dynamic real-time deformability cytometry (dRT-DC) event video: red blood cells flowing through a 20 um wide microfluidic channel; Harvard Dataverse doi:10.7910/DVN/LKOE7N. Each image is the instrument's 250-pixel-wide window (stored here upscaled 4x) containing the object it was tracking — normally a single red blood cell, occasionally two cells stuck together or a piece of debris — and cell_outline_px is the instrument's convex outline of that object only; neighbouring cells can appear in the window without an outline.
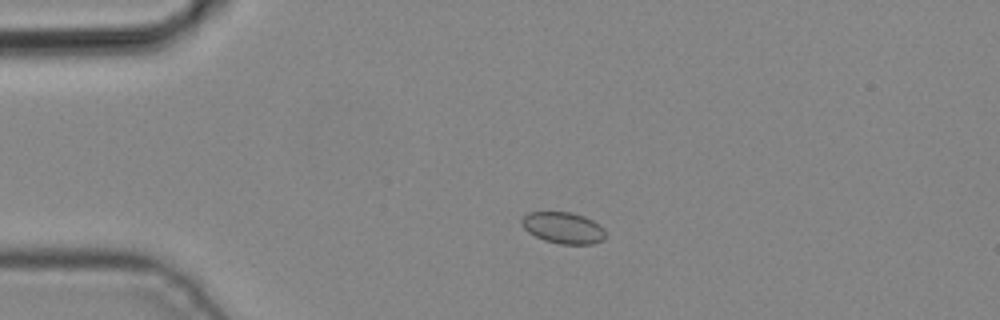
{"species": "common noctule bat (a hibernating species)", "species_latin": "Nyctalus noctula", "temperature_condition": "cold", "stored_images_in_passage": 5, "camera_frame_rate_fps": 3000, "um_per_image_px": 0.085, "animal": {"sex": "male", "body_mass_g": 19.2, "forearm_length_mm": 51.8}, "frame": {"image": 1, "passage_image": 2, "time_ms": 0.333, "image_size_px": [1000, 320], "cell_outline_px": [[604, 240], [592, 244], [560, 244], [544, 240], [528, 232], [524, 228], [520, 220], [528, 212], [572, 212], [584, 216], [592, 220], [604, 228]], "centroid_in_image_um": [47.87, 19.36], "position_along_channel_um": 37.1, "area_um2": 15.32}}
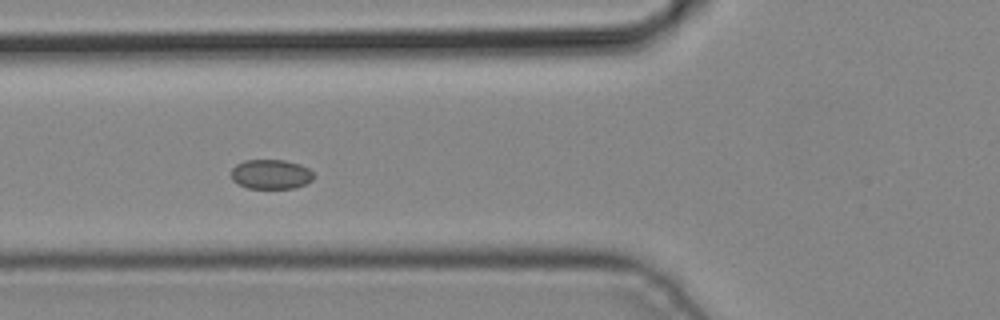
{"frame": {"image": 2, "passage_image": 4, "time_ms": 1.0, "image_size_px": [1000, 320], "cell_outline_px": [[312, 180], [296, 188], [248, 188], [236, 184], [232, 180], [232, 168], [236, 164], [244, 160], [284, 160], [300, 164], [308, 168], [312, 172]], "centroid_in_image_um": [23.0, 14.81], "position_along_channel_um": 102.8, "area_um2": 14.22}}
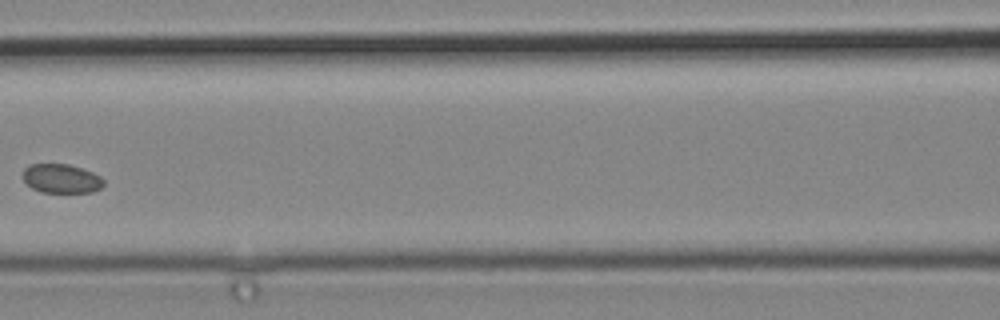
{"frame": {"image": 3, "passage_image": 5, "time_ms": 1.333, "image_size_px": [1000, 320], "cell_outline_px": [[104, 184], [100, 188], [92, 192], [40, 192], [32, 188], [24, 180], [24, 168], [28, 164], [68, 164], [92, 172], [100, 176], [104, 180]], "centroid_in_image_um": [5.22, 15.18], "position_along_channel_um": 161.4, "area_um2": 13.58}}